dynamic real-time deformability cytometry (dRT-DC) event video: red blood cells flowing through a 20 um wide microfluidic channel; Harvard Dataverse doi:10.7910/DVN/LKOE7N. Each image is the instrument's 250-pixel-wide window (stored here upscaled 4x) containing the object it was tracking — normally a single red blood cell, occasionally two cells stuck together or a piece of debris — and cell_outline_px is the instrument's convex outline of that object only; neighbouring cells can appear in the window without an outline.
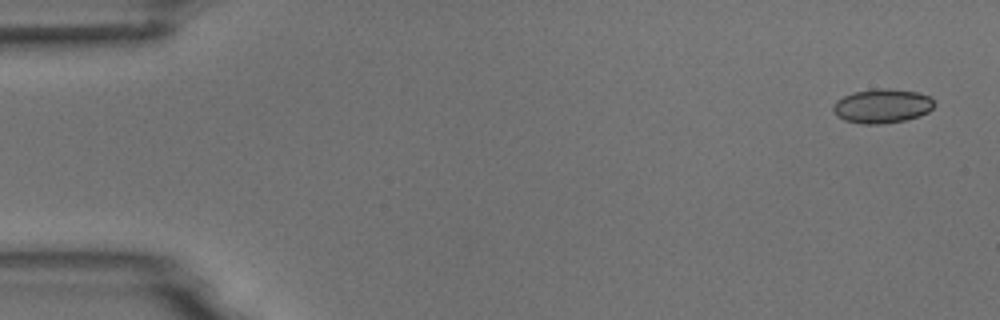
{"species": "common noctule bat (a hibernating species)", "species_latin": "Nyctalus noctula", "temperature_condition": "room temperature", "stored_images_in_passage": 5, "camera_frame_rate_fps": 3000, "um_per_image_px": 0.085, "animal": {"sex": "male", "body_mass_g": 18.8}, "frame": {"image": 1, "passage_image": 1, "time_ms": 0.0, "image_size_px": [1000, 320], "cell_outline_px": [[936, 104], [928, 112], [920, 116], [904, 120], [880, 124], [860, 124], [844, 120], [836, 116], [832, 108], [832, 104], [836, 100], [852, 92], [872, 88], [888, 88], [916, 92], [928, 96]], "centroid_in_image_um": [74.94, 9.0], "position_along_channel_um": 10.1, "area_um2": 20.35}}
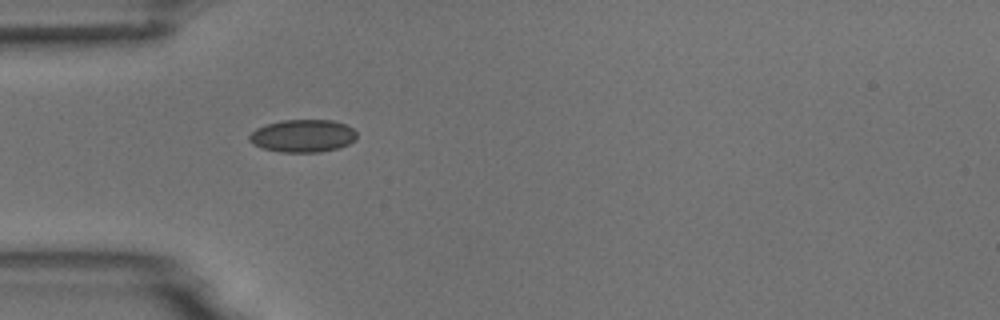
{"frame": {"image": 2, "passage_image": 5, "time_ms": 4.667, "image_size_px": [1000, 320], "cell_outline_px": [[356, 140], [340, 148], [320, 152], [280, 152], [264, 148], [252, 144], [248, 140], [248, 136], [256, 128], [268, 124], [284, 120], [332, 120], [344, 124], [352, 128], [356, 132]], "centroid_in_image_um": [25.74, 11.55], "position_along_channel_um": 59.3, "area_um2": 20.46}}